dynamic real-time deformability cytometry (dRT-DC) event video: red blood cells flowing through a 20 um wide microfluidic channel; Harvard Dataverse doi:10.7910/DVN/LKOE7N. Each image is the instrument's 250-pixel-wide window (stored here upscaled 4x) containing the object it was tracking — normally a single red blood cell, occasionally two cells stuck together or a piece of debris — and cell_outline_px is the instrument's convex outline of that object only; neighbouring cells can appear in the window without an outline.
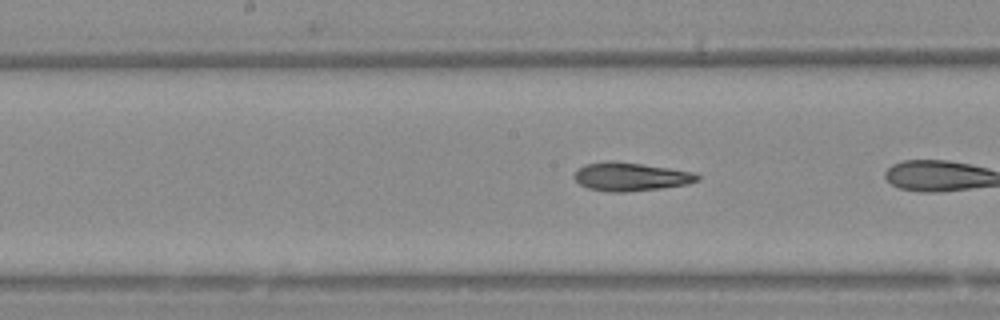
{"species": "Egyptian fruit bat (a non-hibernating species)", "species_latin": "Rousettus aegyptiacus", "temperature_condition": "warm", "stored_images_in_passage": 27, "camera_frame_rate_fps": 3000, "um_per_image_px": 0.085, "animal": {"sex": "female"}, "frame": {"image": 1, "passage_image": 12, "time_ms": 3.667, "image_size_px": [1000, 320], "cell_outline_px": [[700, 180], [688, 184], [660, 188], [624, 192], [608, 192], [588, 188], [580, 184], [572, 176], [584, 164], [640, 164], [668, 168], [692, 172], [700, 176]], "centroid_in_image_um": [53.65, 15.07], "position_along_channel_um": 194.5, "area_um2": 19.42}}